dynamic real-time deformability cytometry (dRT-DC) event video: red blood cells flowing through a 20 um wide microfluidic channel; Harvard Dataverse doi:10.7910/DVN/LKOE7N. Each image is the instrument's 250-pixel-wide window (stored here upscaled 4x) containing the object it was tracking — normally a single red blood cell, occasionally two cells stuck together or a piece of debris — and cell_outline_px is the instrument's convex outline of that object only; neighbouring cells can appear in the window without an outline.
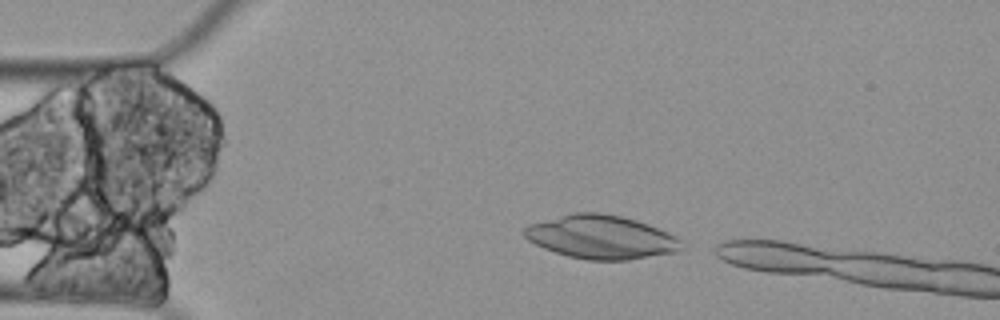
{"species": "Egyptian fruit bat (a non-hibernating species)", "species_latin": "Rousettus aegyptiacus", "temperature_condition": "cold", "stored_images_in_passage": 2, "camera_frame_rate_fps": 3000, "um_per_image_px": 0.085, "animal": {"sex": "female"}, "frame": {"image": 1, "passage_image": 1, "time_ms": 0.0, "image_size_px": [1000, 320], "cell_outline_px": [[688, 248], [676, 252], [628, 260], [588, 260], [568, 256], [544, 248], [528, 240], [524, 236], [524, 228], [528, 224], [572, 212], [600, 212], [620, 216], [636, 220], [648, 224], [688, 240]], "centroid_in_image_um": [51.2, 20.15], "position_along_channel_um": 33.8, "area_um2": 40.52}}